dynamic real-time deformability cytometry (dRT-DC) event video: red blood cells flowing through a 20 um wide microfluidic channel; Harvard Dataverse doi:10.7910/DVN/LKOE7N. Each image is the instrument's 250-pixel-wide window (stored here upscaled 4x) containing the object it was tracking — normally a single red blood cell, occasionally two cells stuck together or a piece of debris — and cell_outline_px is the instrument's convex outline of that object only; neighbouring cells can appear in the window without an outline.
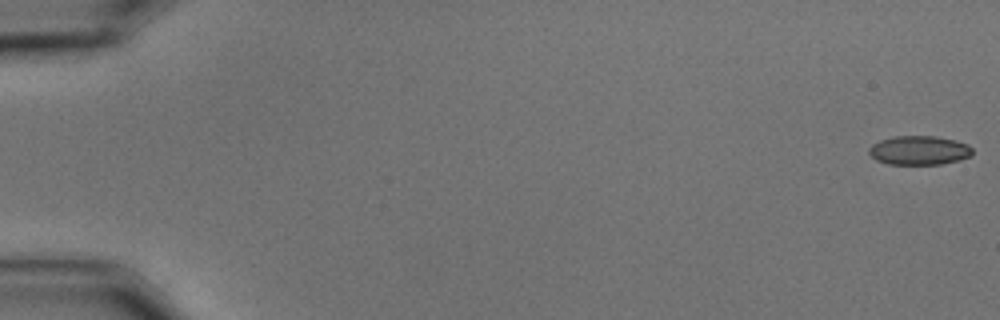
{"species": "common noctule bat (a hibernating species)", "species_latin": "Nyctalus noctula", "temperature_condition": "cold", "stored_images_in_passage": 16, "camera_frame_rate_fps": 3000, "um_per_image_px": 0.085, "animal": {"sex": "male", "body_mass_g": 15.6}, "frame": {"image": 1, "passage_image": 1, "time_ms": 0.0, "image_size_px": [1000, 320], "cell_outline_px": [[972, 156], [960, 160], [940, 164], [888, 164], [876, 160], [868, 152], [868, 148], [872, 144], [880, 140], [896, 136], [936, 136], [956, 140], [968, 144], [972, 148]], "centroid_in_image_um": [78.14, 12.78], "position_along_channel_um": 6.9, "area_um2": 17.63}}
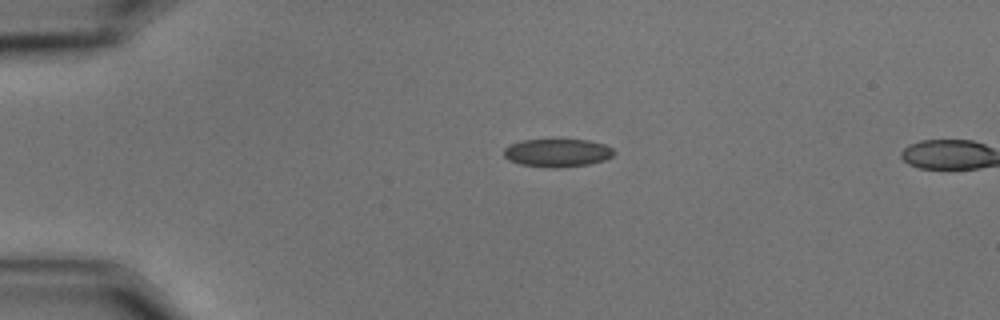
{"frame": {"image": 2, "passage_image": 14, "time_ms": 4.333, "image_size_px": [1000, 320], "cell_outline_px": [[616, 152], [612, 156], [604, 160], [588, 164], [556, 168], [520, 164], [508, 160], [504, 156], [504, 148], [508, 144], [520, 140], [588, 140], [604, 144], [612, 148]], "centroid_in_image_um": [47.35, 12.98], "position_along_channel_um": 37.6, "area_um2": 17.98}}